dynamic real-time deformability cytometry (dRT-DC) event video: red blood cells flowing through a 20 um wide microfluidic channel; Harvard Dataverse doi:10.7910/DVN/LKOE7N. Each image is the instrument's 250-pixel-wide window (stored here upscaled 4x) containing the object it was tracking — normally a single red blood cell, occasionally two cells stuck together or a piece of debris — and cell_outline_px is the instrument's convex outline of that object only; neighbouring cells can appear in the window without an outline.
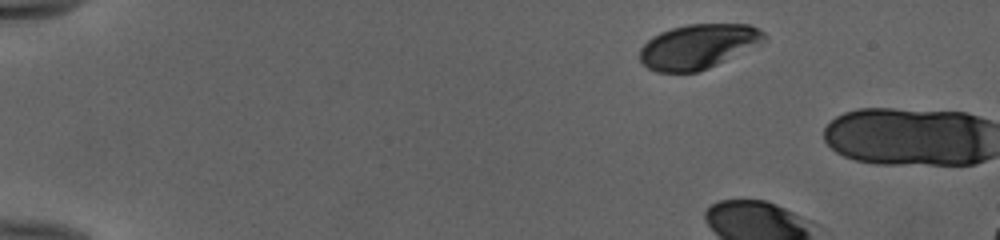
{"species": "human", "species_latin": "Homo sapiens", "temperature_condition": "cold", "stored_images_in_passage": 3, "camera_frame_rate_fps": 3000, "um_per_image_px": 0.085, "donor": {"sex": "female"}, "frame": {"image": 1, "passage_image": 1, "time_ms": 0.0, "image_size_px": [1000, 240], "cell_outline_px": [[764, 40], [760, 44], [708, 68], [696, 72], [656, 72], [648, 68], [640, 60], [640, 48], [652, 36], [660, 32], [672, 28], [688, 24], [748, 24], [764, 32]], "centroid_in_image_um": [59.31, 3.95], "position_along_channel_um": 25.7, "area_um2": 32.02}}